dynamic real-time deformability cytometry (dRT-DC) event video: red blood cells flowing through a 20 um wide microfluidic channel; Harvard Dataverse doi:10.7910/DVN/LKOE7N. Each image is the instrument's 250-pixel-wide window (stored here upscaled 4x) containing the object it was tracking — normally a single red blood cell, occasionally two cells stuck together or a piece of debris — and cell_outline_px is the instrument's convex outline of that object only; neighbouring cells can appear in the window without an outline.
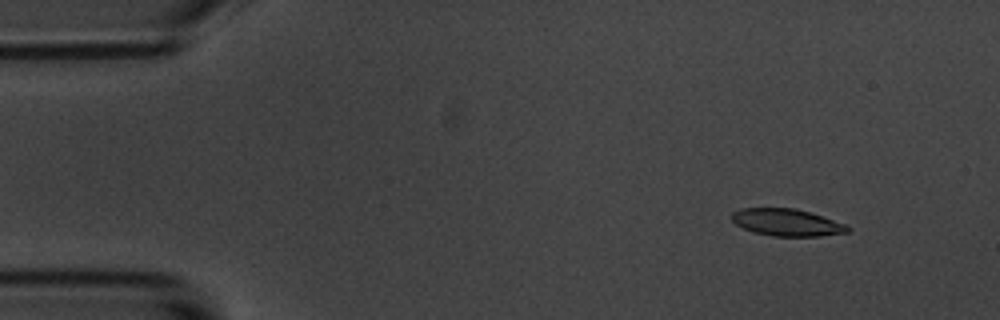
{"species": "common noctule bat (a hibernating species)", "species_latin": "Nyctalus noctula", "temperature_condition": "room temperature", "stored_images_in_passage": 56, "camera_frame_rate_fps": 3000, "um_per_image_px": 0.085, "animal": {"sex": "male", "body_mass_g": 20.1, "forearm_length_mm": 53.5}, "frame": {"image": 1, "passage_image": 6, "time_ms": 1.667, "image_size_px": [1000, 320], "cell_outline_px": [[852, 228], [848, 232], [820, 236], [772, 236], [752, 232], [736, 224], [728, 216], [732, 212], [740, 208], [796, 208], [848, 224]], "centroid_in_image_um": [66.88, 18.9], "position_along_channel_um": 18.1, "area_um2": 18.55}}
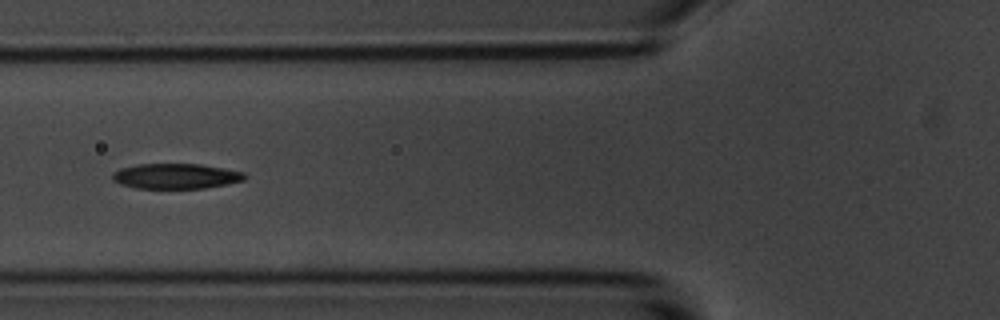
{"frame": {"image": 2, "passage_image": 21, "time_ms": 6.667, "image_size_px": [1000, 320], "cell_outline_px": [[248, 176], [244, 180], [228, 184], [204, 188], [136, 188], [120, 184], [112, 180], [112, 172], [120, 168], [136, 164], [200, 164], [224, 168], [244, 172]], "centroid_in_image_um": [14.94, 14.97], "position_along_channel_um": 110.9, "area_um2": 19.59}}
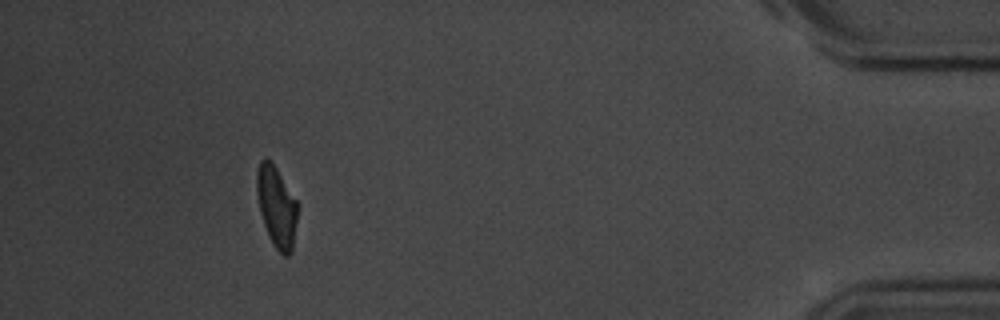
{"frame": {"image": 3, "passage_image": 51, "time_ms": 16.667, "image_size_px": [1000, 320], "cell_outline_px": [[296, 220], [292, 252], [288, 256], [284, 256], [272, 244], [268, 236], [260, 212], [256, 192], [256, 172], [260, 160], [264, 156], [276, 168], [296, 200]], "centroid_in_image_um": [23.47, 17.57], "position_along_channel_um": 411.7, "area_um2": 18.96}, "authors_computed_cell_mechanics": {"area_um2": 19.652, "velocity_mm_per_s": 3.614, "shape_relaxation_time_tau1_ms": 3.4508, "shape_relaxation_time_tau2_ms": 4.4931, "deformation_change_tau1": 0.1482, "deformation_change_tau2": 0.1261}}